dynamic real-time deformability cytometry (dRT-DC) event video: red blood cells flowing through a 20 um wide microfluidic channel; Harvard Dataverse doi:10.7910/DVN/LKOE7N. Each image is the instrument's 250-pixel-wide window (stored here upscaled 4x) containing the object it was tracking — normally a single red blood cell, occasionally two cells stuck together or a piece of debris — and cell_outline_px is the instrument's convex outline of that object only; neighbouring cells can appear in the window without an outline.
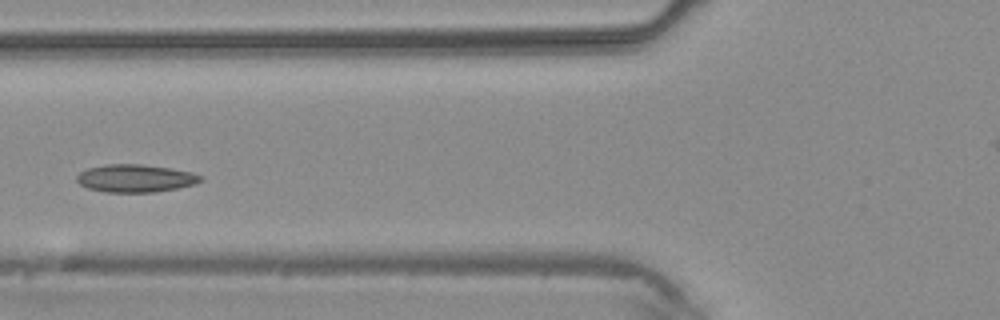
{"species": "common noctule bat (a hibernating species)", "species_latin": "Nyctalus noctula", "temperature_condition": "warm", "stored_images_in_passage": 4, "camera_frame_rate_fps": 3000, "um_per_image_px": 0.085, "animal": {"sex": "male", "body_mass_g": 20.4}, "frame": {"image": 1, "passage_image": 4, "time_ms": 3.333, "image_size_px": [1000, 320], "cell_outline_px": [[204, 180], [196, 184], [156, 192], [104, 192], [88, 188], [80, 184], [76, 180], [76, 176], [80, 172], [88, 168], [104, 164], [140, 164], [172, 168], [192, 172], [204, 176]], "centroid_in_image_um": [11.54, 15.15], "position_along_channel_um": 114.3, "area_um2": 20.23}}